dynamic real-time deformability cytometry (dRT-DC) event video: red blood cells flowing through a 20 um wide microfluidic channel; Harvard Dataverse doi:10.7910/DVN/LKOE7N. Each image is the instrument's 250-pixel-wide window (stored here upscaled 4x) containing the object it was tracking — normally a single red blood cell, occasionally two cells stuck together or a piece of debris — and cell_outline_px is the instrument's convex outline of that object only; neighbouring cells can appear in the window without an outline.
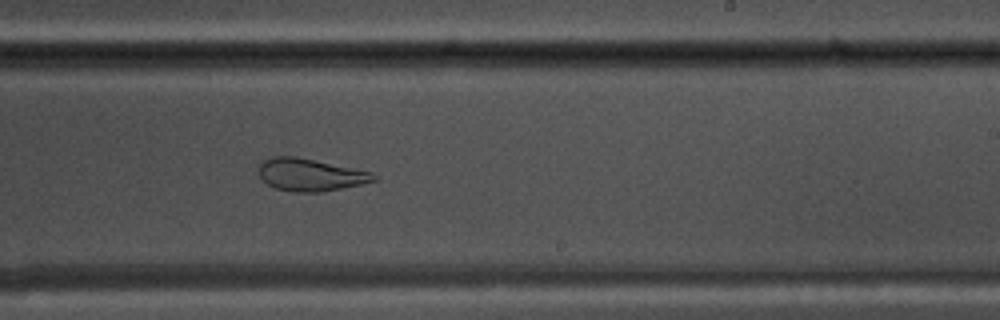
{"species": "common noctule bat (a hibernating species)", "species_latin": "Nyctalus noctula", "temperature_condition": "warm", "stored_images_in_passage": 53, "camera_frame_rate_fps": 3000, "um_per_image_px": 0.085, "animal": {"sex": "male", "body_mass_g": 17.5, "forearm_length_mm": 52.3}, "frame": {"image": 1, "passage_image": 32, "time_ms": 10.333, "image_size_px": [1000, 320], "cell_outline_px": [[380, 180], [320, 192], [296, 192], [276, 188], [268, 184], [260, 176], [260, 164], [264, 160], [272, 156], [296, 156], [372, 172], [380, 176]], "centroid_in_image_um": [26.42, 14.85], "position_along_channel_um": 262.6, "area_um2": 21.56}}
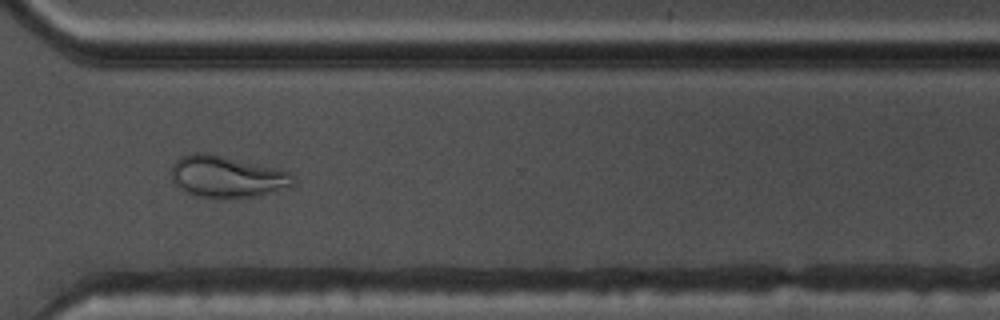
{"frame": {"image": 2, "passage_image": 39, "time_ms": 12.667, "image_size_px": [1000, 320], "cell_outline_px": [[296, 184], [268, 192], [252, 196], [200, 196], [188, 192], [180, 188], [172, 180], [172, 164], [180, 156], [192, 152], [208, 152], [280, 168], [288, 172]], "centroid_in_image_um": [19.25, 14.95], "position_along_channel_um": 351.3, "area_um2": 29.02}}
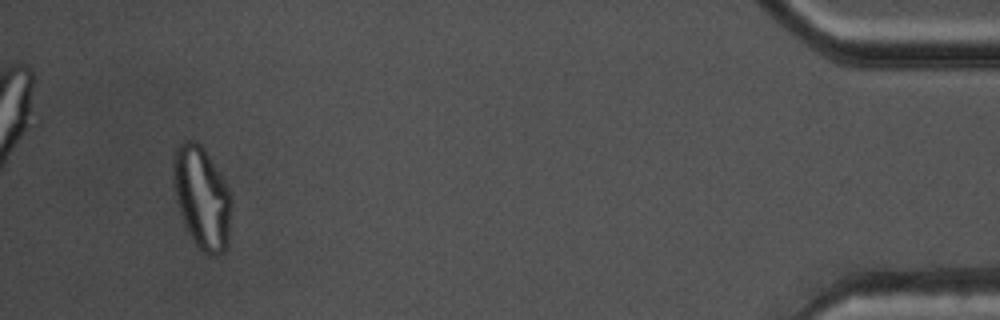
{"frame": {"image": 3, "passage_image": 50, "time_ms": 16.333, "image_size_px": [1000, 320], "cell_outline_px": [[232, 204], [228, 244], [216, 256], [208, 256], [196, 248], [184, 228], [176, 200], [172, 184], [172, 160], [176, 148], [184, 140], [196, 140], [204, 148], [224, 180], [232, 196]], "centroid_in_image_um": [17.13, 16.83], "position_along_channel_um": 418.1, "area_um2": 35.55}, "authors_computed_cell_mechanics": {"area_um2": 29.3046, "velocity_mm_per_s": 3.8005, "shape_relaxation_time_tau1_ms": null, "shape_relaxation_time_tau2_ms": 1.8244, "deformation_change_tau1": null, "deformation_change_tau2": 0.0924}}